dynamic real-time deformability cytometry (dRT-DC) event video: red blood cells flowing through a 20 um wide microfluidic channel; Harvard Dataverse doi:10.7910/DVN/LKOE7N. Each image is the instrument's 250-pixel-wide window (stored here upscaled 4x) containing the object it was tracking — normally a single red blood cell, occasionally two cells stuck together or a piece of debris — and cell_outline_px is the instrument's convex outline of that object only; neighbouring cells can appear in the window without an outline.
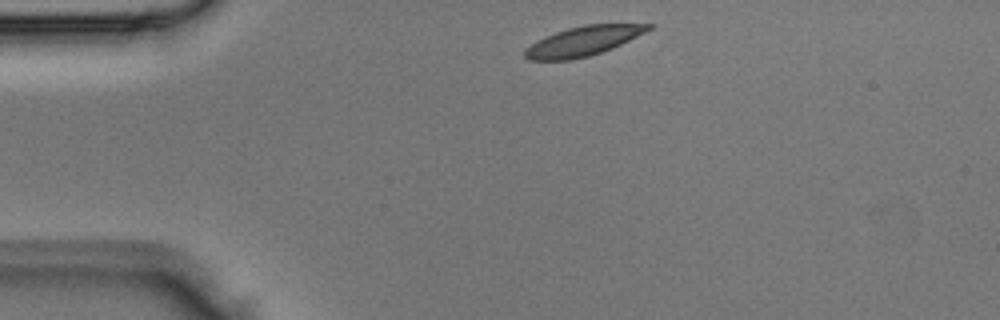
{"species": "Egyptian fruit bat (a non-hibernating species)", "species_latin": "Rousettus aegyptiacus", "temperature_condition": "room temperature", "stored_images_in_passage": 2, "camera_frame_rate_fps": 3000, "um_per_image_px": 0.085, "animal": {"sex": "male"}, "frame": {"image": 1, "passage_image": 1, "time_ms": 0.0, "image_size_px": [1000, 320], "cell_outline_px": [[656, 24], [652, 28], [612, 48], [588, 56], [572, 60], [528, 60], [524, 56], [524, 52], [536, 40], [556, 32], [568, 28], [584, 24]], "centroid_in_image_um": [49.55, 3.49], "position_along_channel_um": 35.5, "area_um2": 20.92}}